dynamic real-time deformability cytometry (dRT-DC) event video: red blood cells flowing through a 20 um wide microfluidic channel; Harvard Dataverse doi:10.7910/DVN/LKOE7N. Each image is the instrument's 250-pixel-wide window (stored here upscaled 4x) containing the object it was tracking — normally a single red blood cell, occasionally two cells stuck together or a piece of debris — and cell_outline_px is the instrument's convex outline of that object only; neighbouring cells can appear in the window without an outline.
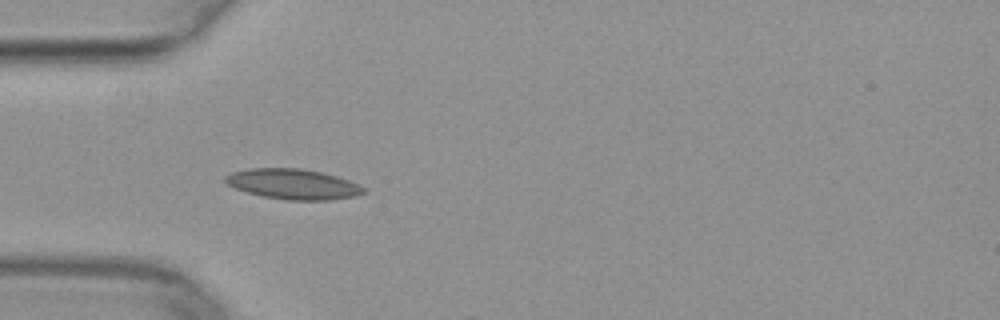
{"species": "common noctule bat (a hibernating species)", "species_latin": "Nyctalus noctula", "temperature_condition": "warm", "stored_images_in_passage": 5, "camera_frame_rate_fps": 3000, "um_per_image_px": 0.085, "animal": {"sex": "female", "body_mass_g": 29.2, "forearm_length_mm": 56.3}, "frame": {"image": 1, "passage_image": 3, "time_ms": 0.667, "image_size_px": [1000, 320], "cell_outline_px": [[364, 192], [356, 196], [332, 200], [288, 200], [260, 196], [236, 188], [228, 184], [224, 180], [224, 176], [232, 172], [248, 168], [300, 168], [324, 172], [360, 184], [364, 188]], "centroid_in_image_um": [24.92, 15.64], "position_along_channel_um": 60.1, "area_um2": 24.51}}